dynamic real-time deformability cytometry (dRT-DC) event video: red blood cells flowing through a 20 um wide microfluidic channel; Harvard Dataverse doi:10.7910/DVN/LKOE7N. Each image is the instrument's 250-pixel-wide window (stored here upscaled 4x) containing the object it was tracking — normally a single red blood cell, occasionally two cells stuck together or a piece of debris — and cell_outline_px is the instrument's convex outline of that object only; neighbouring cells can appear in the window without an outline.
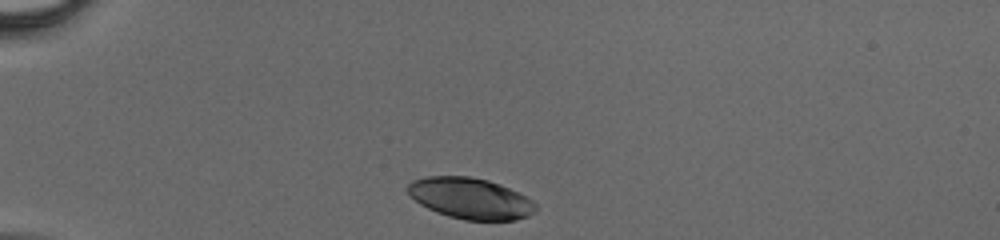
{"species": "human", "species_latin": "Homo sapiens", "temperature_condition": "cold", "stored_images_in_passage": 30, "camera_frame_rate_fps": 3000, "um_per_image_px": 0.085, "donor": {"sex": "male"}, "frame": {"image": 1, "passage_image": 1, "time_ms": 0.0, "image_size_px": [1000, 240], "cell_outline_px": [[536, 212], [528, 216], [516, 220], [464, 220], [448, 216], [436, 212], [420, 204], [408, 192], [408, 184], [412, 180], [428, 176], [468, 176], [488, 180], [500, 184], [532, 200], [536, 204]], "centroid_in_image_um": [39.99, 16.87], "position_along_channel_um": 45.0, "area_um2": 30.46}}
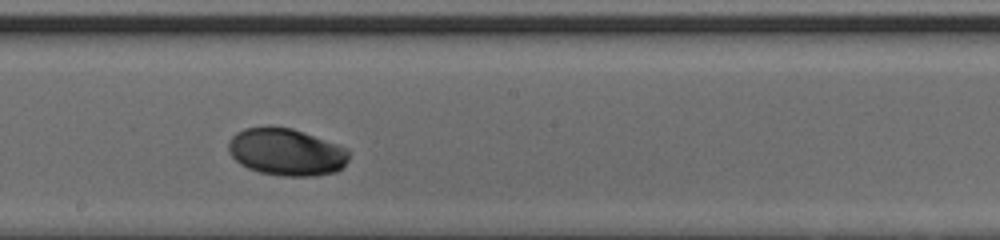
{"frame": {"image": 2, "passage_image": 16, "time_ms": 5.0, "image_size_px": [1000, 240], "cell_outline_px": [[348, 160], [336, 172], [316, 176], [280, 176], [260, 172], [248, 168], [240, 164], [228, 152], [228, 144], [232, 136], [236, 132], [244, 128], [268, 124], [272, 124], [292, 128], [348, 148]], "centroid_in_image_um": [24.3, 12.89], "position_along_channel_um": 223.9, "area_um2": 33.58}}
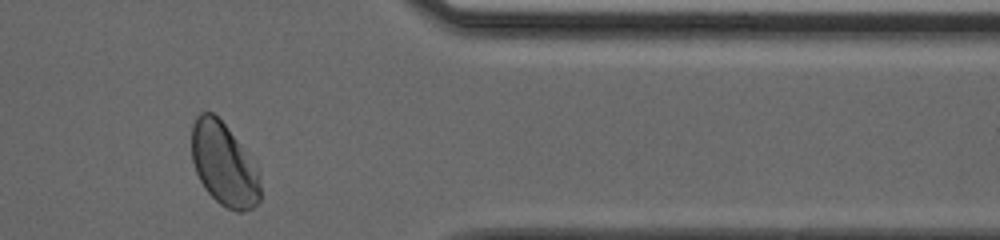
{"frame": {"image": 3, "passage_image": 28, "time_ms": 9.0, "image_size_px": [1000, 240], "cell_outline_px": [[260, 200], [252, 208], [240, 212], [236, 212], [220, 204], [204, 188], [196, 172], [192, 160], [192, 124], [196, 116], [200, 112], [212, 112], [224, 124], [256, 164], [260, 180]], "centroid_in_image_um": [19.03, 13.98], "position_along_channel_um": 392.4, "area_um2": 33.06}}